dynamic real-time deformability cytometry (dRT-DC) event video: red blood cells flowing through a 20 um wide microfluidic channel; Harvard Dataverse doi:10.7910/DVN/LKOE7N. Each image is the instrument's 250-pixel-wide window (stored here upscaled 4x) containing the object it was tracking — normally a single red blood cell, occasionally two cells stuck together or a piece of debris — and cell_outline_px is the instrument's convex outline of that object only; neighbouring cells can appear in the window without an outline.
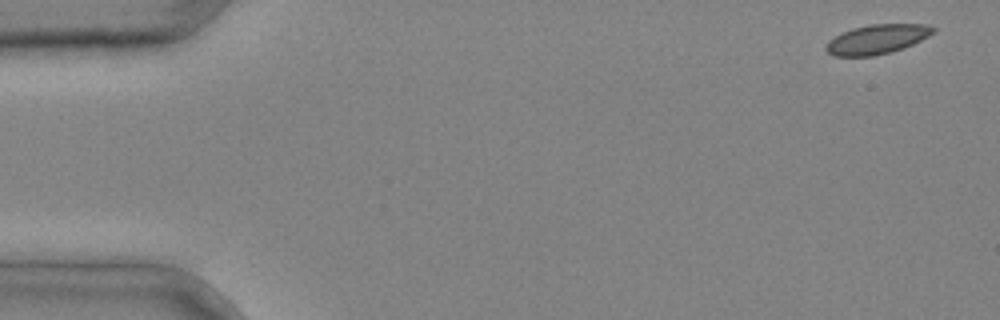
{"species": "common noctule bat (a hibernating species)", "species_latin": "Nyctalus noctula", "temperature_condition": "cold", "stored_images_in_passage": 4, "camera_frame_rate_fps": 3000, "um_per_image_px": 0.085, "animal": {"sex": "male", "body_mass_g": 20.4}, "frame": {"image": 1, "passage_image": 1, "time_ms": 0.0, "image_size_px": [1000, 320], "cell_outline_px": [[936, 32], [904, 48], [892, 52], [872, 56], [832, 56], [824, 48], [828, 40], [852, 28], [868, 24], [928, 24], [936, 28]], "centroid_in_image_um": [74.56, 3.33], "position_along_channel_um": 10.4, "area_um2": 18.5}}